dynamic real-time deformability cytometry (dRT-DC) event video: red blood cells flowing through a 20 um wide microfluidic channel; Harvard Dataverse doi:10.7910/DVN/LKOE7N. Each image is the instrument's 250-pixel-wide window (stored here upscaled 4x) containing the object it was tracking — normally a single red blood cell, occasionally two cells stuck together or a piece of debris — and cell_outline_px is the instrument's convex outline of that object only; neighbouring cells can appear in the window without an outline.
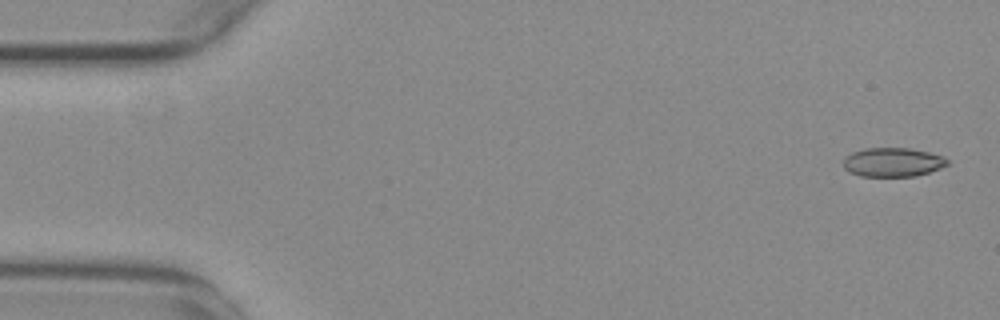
{"species": "common noctule bat (a hibernating species)", "species_latin": "Nyctalus noctula", "temperature_condition": "warm", "stored_images_in_passage": 55, "camera_frame_rate_fps": 3000, "um_per_image_px": 0.085, "animal": {"sex": "female", "body_mass_g": 29.2, "forearm_length_mm": 56.3}, "frame": {"image": 1, "passage_image": 2, "time_ms": 0.333, "image_size_px": [1000, 320], "cell_outline_px": [[948, 164], [940, 168], [916, 176], [860, 176], [848, 172], [844, 168], [844, 156], [852, 152], [864, 148], [908, 148], [928, 152], [944, 156], [948, 160]], "centroid_in_image_um": [75.86, 13.78], "position_along_channel_um": 9.1, "area_um2": 17.63}}
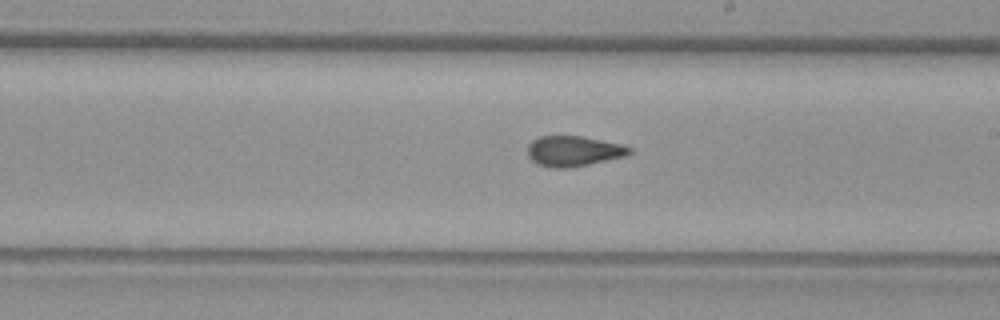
{"frame": {"image": 2, "passage_image": 31, "time_ms": 10.0, "image_size_px": [1000, 320], "cell_outline_px": [[632, 152], [628, 156], [568, 168], [556, 168], [540, 164], [532, 160], [528, 156], [528, 144], [532, 140], [540, 136], [580, 136], [620, 144], [632, 148]], "centroid_in_image_um": [48.77, 12.84], "position_along_channel_um": 240.2, "area_um2": 17.86}}
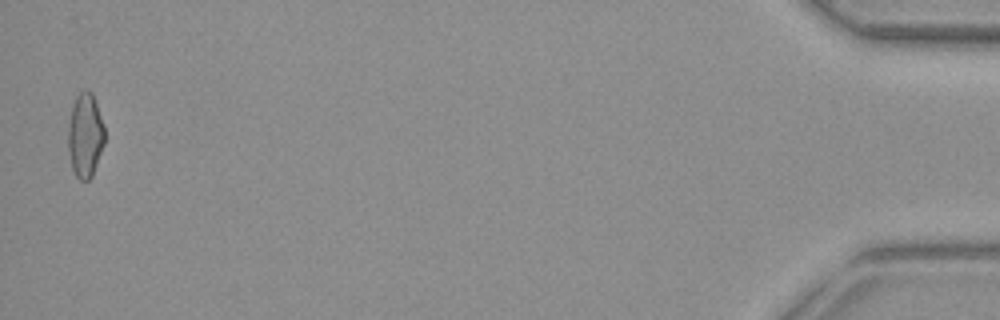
{"frame": {"image": 3, "passage_image": 54, "time_ms": 17.667, "image_size_px": [1000, 320], "cell_outline_px": [[104, 144], [92, 176], [88, 180], [80, 180], [76, 176], [72, 168], [68, 148], [68, 124], [72, 104], [76, 96], [80, 92], [92, 92], [104, 124]], "centroid_in_image_um": [7.23, 11.51], "position_along_channel_um": 428.0, "area_um2": 17.86}, "authors_computed_cell_mechanics": {"area_um2": 17.8602, "velocity_mm_per_s": 3.7663, "shape_relaxation_time_tau1_ms": null, "shape_relaxation_time_tau2_ms": 1.8379, "deformation_change_tau1": null, "deformation_change_tau2": 0.0769}}